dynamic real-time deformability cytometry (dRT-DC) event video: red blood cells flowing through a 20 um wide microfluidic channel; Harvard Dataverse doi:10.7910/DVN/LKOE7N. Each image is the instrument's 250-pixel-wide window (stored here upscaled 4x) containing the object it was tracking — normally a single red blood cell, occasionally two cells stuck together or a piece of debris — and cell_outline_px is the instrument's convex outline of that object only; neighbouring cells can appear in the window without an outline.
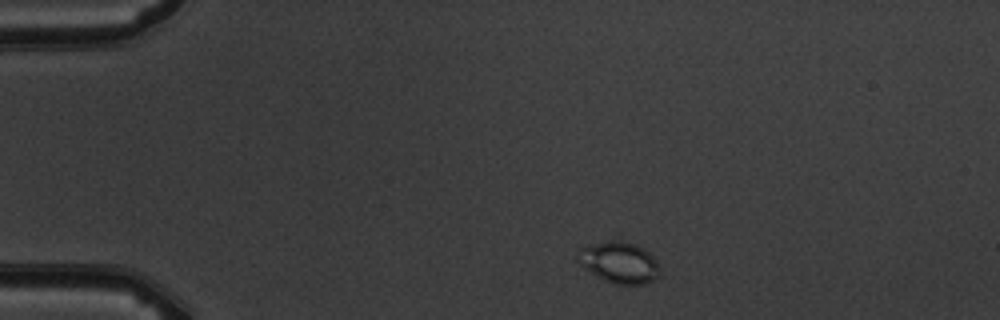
{"species": "common noctule bat (a hibernating species)", "species_latin": "Nyctalus noctula", "temperature_condition": "warm", "stored_images_in_passage": 6, "camera_frame_rate_fps": 3000, "um_per_image_px": 0.085, "animal": {"sex": "male", "body_mass_g": 19.5, "forearm_length_mm": 54.6}, "frame": {"image": 1, "passage_image": 1, "time_ms": 0.0, "image_size_px": [1000, 320], "cell_outline_px": [[660, 268], [656, 280], [644, 284], [612, 284], [596, 276], [584, 268], [576, 260], [576, 252], [580, 248], [588, 244], [616, 232], [644, 248], [656, 260]], "centroid_in_image_um": [52.58, 22.17], "position_along_channel_um": 32.4, "area_um2": 21.44}}
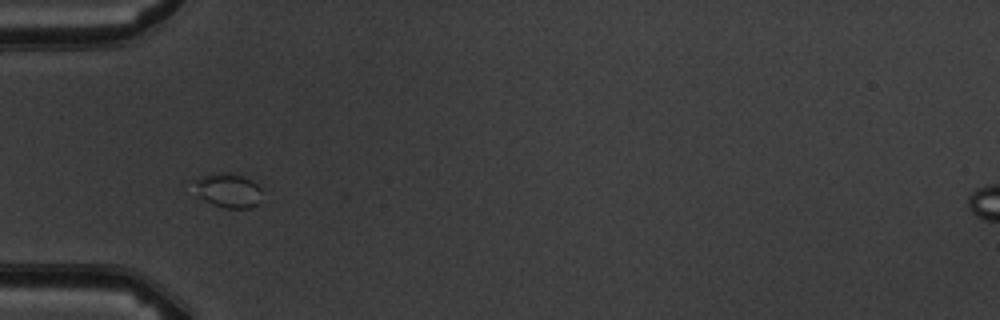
{"frame": {"image": 2, "passage_image": 3, "time_ms": 2.333, "image_size_px": [1000, 320], "cell_outline_px": [[260, 192], [256, 204], [252, 208], [224, 208], [212, 204], [192, 196], [188, 180], [212, 172], [228, 172], [244, 176], [252, 180], [260, 188]], "centroid_in_image_um": [19.17, 16.15], "position_along_channel_um": 65.8, "area_um2": 14.51}}